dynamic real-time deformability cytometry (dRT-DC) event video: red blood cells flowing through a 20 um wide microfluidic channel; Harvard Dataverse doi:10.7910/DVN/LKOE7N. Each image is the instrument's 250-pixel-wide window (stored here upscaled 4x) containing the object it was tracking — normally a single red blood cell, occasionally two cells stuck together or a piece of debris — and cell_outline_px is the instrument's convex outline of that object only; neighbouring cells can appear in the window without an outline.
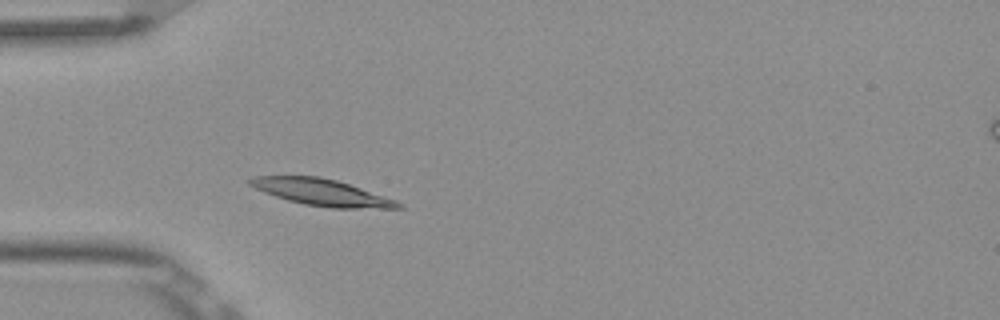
{"species": "Egyptian fruit bat (a non-hibernating species)", "species_latin": "Rousettus aegyptiacus", "temperature_condition": "room temperature", "stored_images_in_passage": 2, "camera_frame_rate_fps": 3000, "um_per_image_px": 0.085, "frame": {"image": 1, "passage_image": 2, "time_ms": 0.333, "image_size_px": [1000, 320], "cell_outline_px": [[404, 208], [332, 208], [304, 204], [288, 200], [264, 192], [248, 184], [244, 180], [252, 176], [320, 176], [336, 180], [396, 200], [404, 204]], "centroid_in_image_um": [27.31, 16.34], "position_along_channel_um": 57.7, "area_um2": 22.83}}